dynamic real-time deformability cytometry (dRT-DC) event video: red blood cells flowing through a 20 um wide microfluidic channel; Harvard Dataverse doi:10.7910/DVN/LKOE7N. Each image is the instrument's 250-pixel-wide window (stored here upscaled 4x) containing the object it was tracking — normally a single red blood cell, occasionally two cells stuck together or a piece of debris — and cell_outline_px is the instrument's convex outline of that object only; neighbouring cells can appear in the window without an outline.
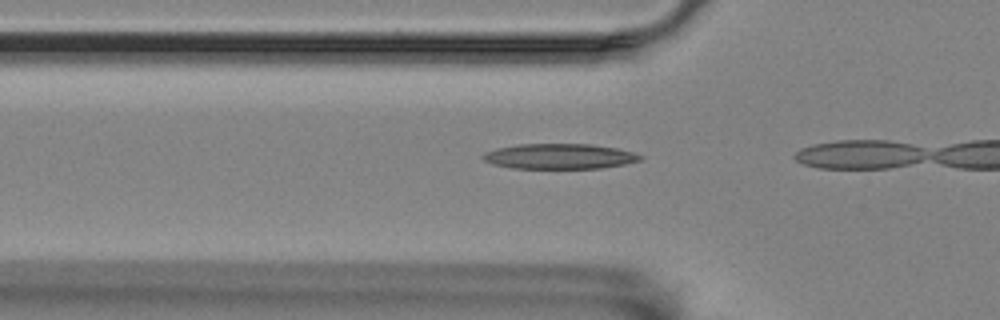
{"species": "Egyptian fruit bat (a non-hibernating species)", "species_latin": "Rousettus aegyptiacus", "temperature_condition": "room temperature", "stored_images_in_passage": 6, "camera_frame_rate_fps": 3000, "um_per_image_px": 0.085, "animal": {"sex": "female"}, "frame": {"image": 1, "passage_image": 4, "time_ms": 1.0, "image_size_px": [1000, 320], "cell_outline_px": [[644, 156], [640, 160], [624, 164], [600, 168], [512, 168], [492, 164], [484, 160], [480, 156], [484, 152], [496, 148], [516, 144], [592, 144], [616, 148], [632, 152]], "centroid_in_image_um": [47.51, 13.28], "position_along_channel_um": 78.3, "area_um2": 23.18}}